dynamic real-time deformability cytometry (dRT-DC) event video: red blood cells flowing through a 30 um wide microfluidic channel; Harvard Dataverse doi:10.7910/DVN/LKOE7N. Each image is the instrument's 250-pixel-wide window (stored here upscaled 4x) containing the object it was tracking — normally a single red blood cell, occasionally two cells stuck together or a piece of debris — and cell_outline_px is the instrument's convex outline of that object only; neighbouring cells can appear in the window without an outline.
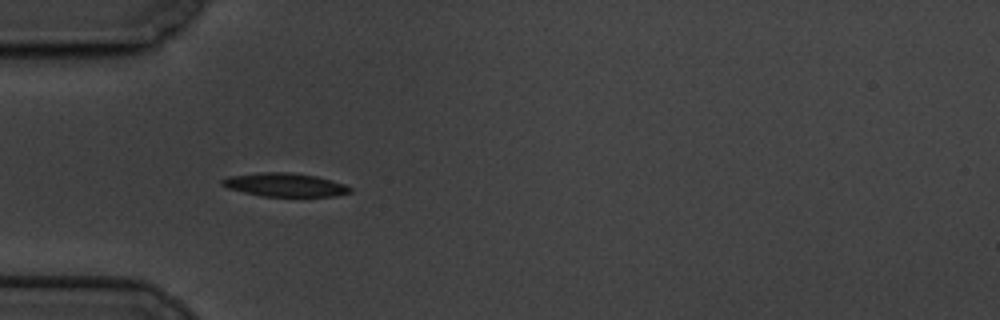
{"species": "common noctule bat (a hibernating species)", "species_latin": "Nyctalus noctula", "temperature_condition": "cold", "stored_images_in_passage": 42, "camera_frame_rate_fps": 3000, "um_per_image_px": 0.085, "animal": {"sex": "male", "body_mass_g": 19.5, "forearm_length_mm": 54.6}, "frame": {"image": 1, "passage_image": 1, "time_ms": 0.0, "image_size_px": [1000, 320], "cell_outline_px": [[352, 192], [336, 196], [260, 196], [228, 188], [220, 184], [220, 180], [228, 176], [260, 172], [292, 172], [316, 176], [332, 180], [344, 184], [352, 188]], "centroid_in_image_um": [24.21, 15.7], "position_along_channel_um": 60.8, "area_um2": 17.63}}
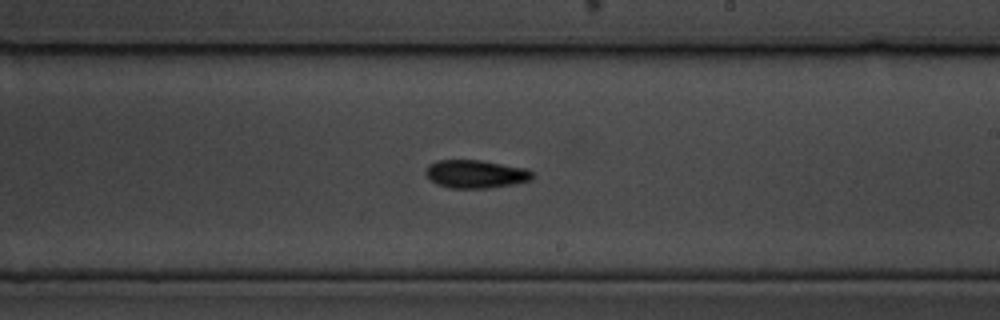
{"frame": {"image": 2, "passage_image": 18, "time_ms": 5.667, "image_size_px": [1000, 320], "cell_outline_px": [[532, 180], [512, 184], [488, 188], [448, 188], [436, 184], [424, 172], [428, 164], [436, 160], [480, 160], [524, 168], [532, 172]], "centroid_in_image_um": [40.38, 14.79], "position_along_channel_um": 248.6, "area_um2": 17.4}}
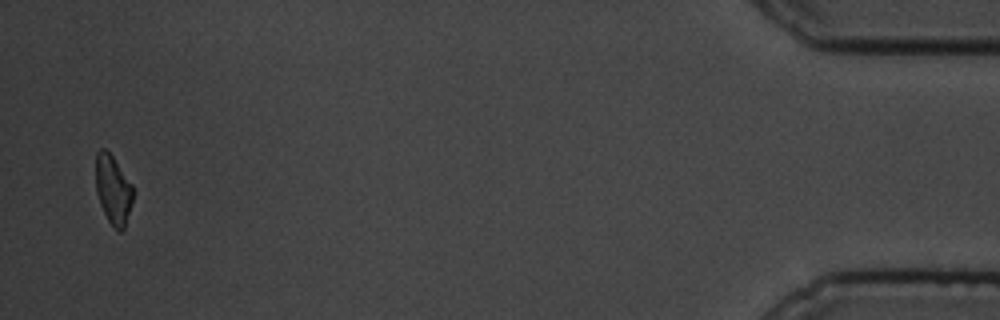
{"frame": {"image": 3, "passage_image": 41, "time_ms": 13.333, "image_size_px": [1000, 320], "cell_outline_px": [[132, 200], [124, 228], [120, 232], [108, 220], [100, 204], [96, 192], [96, 152], [100, 148], [104, 148], [112, 156], [132, 184]], "centroid_in_image_um": [9.59, 16.09], "position_along_channel_um": 425.6, "area_um2": 14.62}, "authors_computed_cell_mechanics": {"area_um2": 16.9932, "velocity_mm_per_s": 3.3835, "shape_relaxation_time_tau1_ms": 3.6107, "shape_relaxation_time_tau2_ms": 9.3486, "deformation_change_tau1": 0.1725, "deformation_change_tau2": 0.164}}